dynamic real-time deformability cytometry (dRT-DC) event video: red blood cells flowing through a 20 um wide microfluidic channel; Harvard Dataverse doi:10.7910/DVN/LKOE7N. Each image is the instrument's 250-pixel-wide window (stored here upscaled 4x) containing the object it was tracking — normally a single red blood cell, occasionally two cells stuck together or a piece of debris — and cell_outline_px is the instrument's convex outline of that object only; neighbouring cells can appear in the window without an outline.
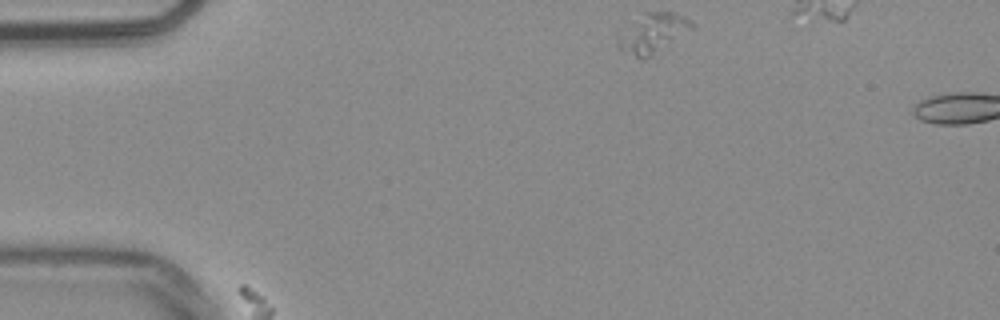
{"species": "common noctule bat (a hibernating species)", "species_latin": "Nyctalus noctula", "temperature_condition": "warm", "stored_images_in_passage": 2, "camera_frame_rate_fps": 3000, "um_per_image_px": 0.085, "animal": {"sex": "male", "body_mass_g": 20.4}, "frame": {"image": 1, "passage_image": 1, "time_ms": 0.0, "image_size_px": [1000, 320], "cell_outline_px": [[696, 28], [644, 60], [640, 60], [620, 48], [616, 44], [616, 28], [648, 12], [672, 12], [684, 16], [696, 24]], "centroid_in_image_um": [55.43, 2.81], "position_along_channel_um": 29.6, "area_um2": 17.74}}